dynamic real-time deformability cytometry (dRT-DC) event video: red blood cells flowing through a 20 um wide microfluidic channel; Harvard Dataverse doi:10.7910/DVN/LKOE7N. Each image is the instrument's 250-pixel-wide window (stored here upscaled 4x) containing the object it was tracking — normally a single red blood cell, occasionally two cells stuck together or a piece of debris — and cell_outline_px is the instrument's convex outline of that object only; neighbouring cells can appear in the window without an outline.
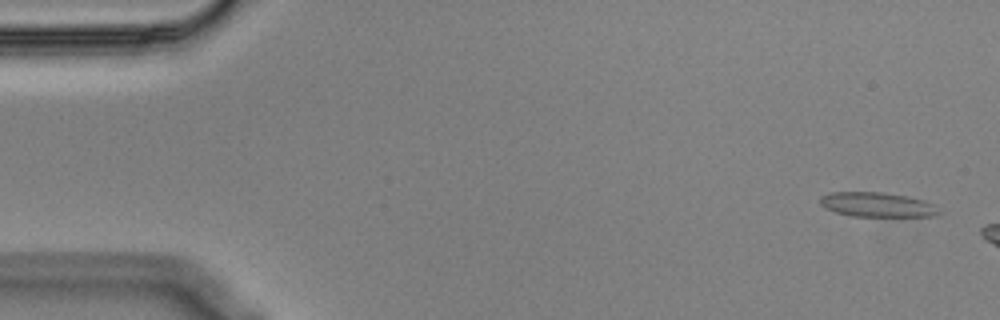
{"species": "Egyptian fruit bat (a non-hibernating species)", "species_latin": "Rousettus aegyptiacus", "temperature_condition": "cold", "stored_images_in_passage": 10, "camera_frame_rate_fps": 3000, "um_per_image_px": 0.085, "animal": {"sex": "male"}, "frame": {"image": 1, "passage_image": 2, "time_ms": 0.333, "image_size_px": [1000, 320], "cell_outline_px": [[940, 216], [852, 216], [836, 212], [824, 208], [820, 204], [820, 196], [832, 192], [880, 192], [908, 196], [924, 200], [932, 204], [940, 212]], "centroid_in_image_um": [74.54, 17.39], "position_along_channel_um": 10.5, "area_um2": 16.99}}